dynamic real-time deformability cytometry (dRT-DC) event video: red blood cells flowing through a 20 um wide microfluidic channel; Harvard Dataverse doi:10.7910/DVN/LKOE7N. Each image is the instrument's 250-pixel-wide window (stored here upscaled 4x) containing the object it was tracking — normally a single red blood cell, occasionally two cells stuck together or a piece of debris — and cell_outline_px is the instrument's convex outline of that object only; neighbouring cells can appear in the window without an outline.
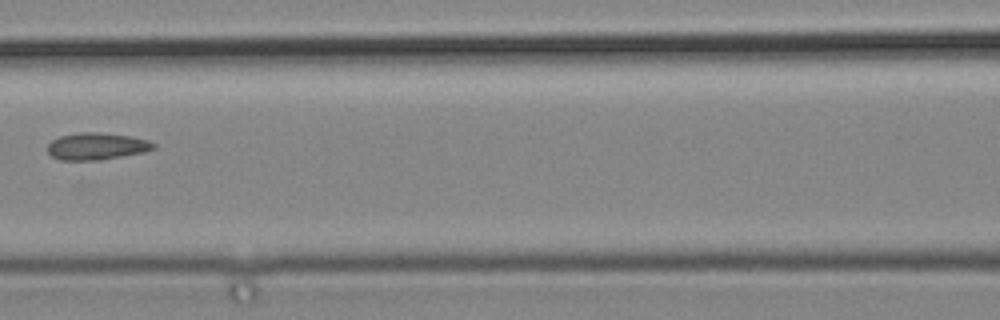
{"species": "common noctule bat (a hibernating species)", "species_latin": "Nyctalus noctula", "temperature_condition": "cold", "stored_images_in_passage": 7, "camera_frame_rate_fps": 3000, "um_per_image_px": 0.085, "animal": {"sex": "male", "body_mass_g": 19.2, "forearm_length_mm": 51.8}, "frame": {"image": 1, "passage_image": 7, "time_ms": 2.0, "image_size_px": [1000, 320], "cell_outline_px": [[156, 148], [144, 152], [100, 160], [60, 160], [52, 156], [48, 152], [48, 144], [52, 140], [60, 136], [80, 132], [96, 132], [132, 136], [148, 140], [156, 144]], "centroid_in_image_um": [8.23, 12.43], "position_along_channel_um": 158.4, "area_um2": 16.7}}